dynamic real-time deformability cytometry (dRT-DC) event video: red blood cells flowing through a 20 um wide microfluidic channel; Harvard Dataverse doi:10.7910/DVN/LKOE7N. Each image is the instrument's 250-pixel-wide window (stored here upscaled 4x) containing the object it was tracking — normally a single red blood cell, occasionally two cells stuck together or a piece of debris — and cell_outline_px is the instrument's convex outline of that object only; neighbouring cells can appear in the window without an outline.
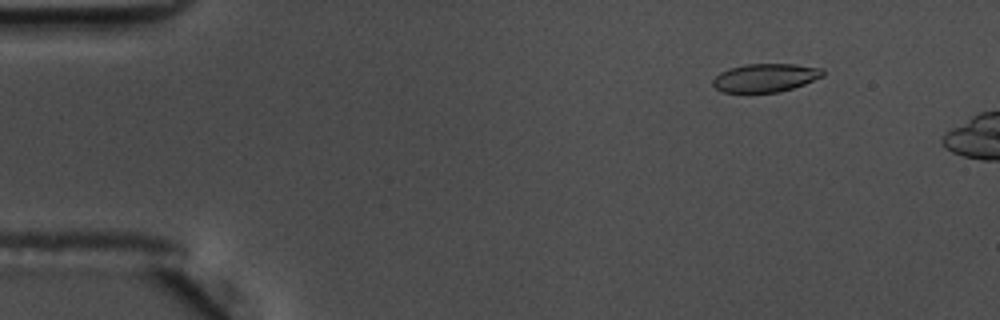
{"species": "common noctule bat (a hibernating species)", "species_latin": "Nyctalus noctula", "temperature_condition": "warm", "stored_images_in_passage": 12, "camera_frame_rate_fps": 3000, "um_per_image_px": 0.085, "animal": {"sex": "male", "body_mass_g": 17.5, "forearm_length_mm": 52.3}, "frame": {"image": 1, "passage_image": 7, "time_ms": 2.0, "image_size_px": [1000, 320], "cell_outline_px": [[824, 76], [804, 84], [780, 92], [724, 92], [716, 88], [712, 84], [712, 80], [720, 72], [728, 68], [744, 64], [796, 64], [824, 68]], "centroid_in_image_um": [65.07, 6.6], "position_along_channel_um": 19.9, "area_um2": 18.26}}